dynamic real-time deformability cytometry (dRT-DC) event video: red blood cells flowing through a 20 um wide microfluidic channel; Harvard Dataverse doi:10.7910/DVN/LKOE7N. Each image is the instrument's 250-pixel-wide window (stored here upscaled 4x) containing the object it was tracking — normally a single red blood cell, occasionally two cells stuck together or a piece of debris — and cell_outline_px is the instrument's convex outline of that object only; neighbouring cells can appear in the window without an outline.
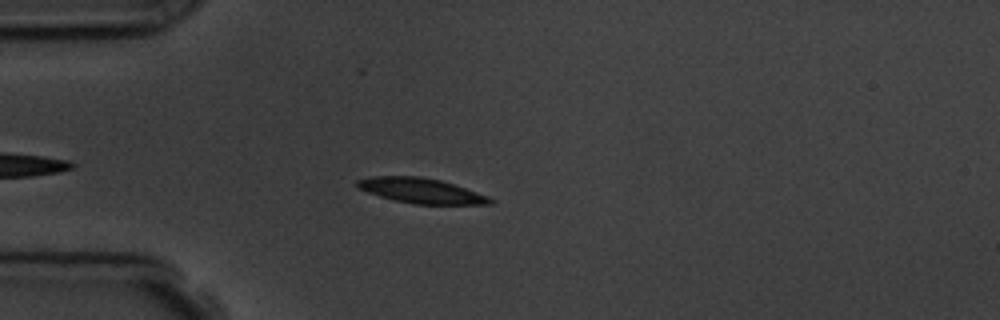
{"species": "common noctule bat (a hibernating species)", "species_latin": "Nyctalus noctula", "temperature_condition": "room temperature", "stored_images_in_passage": 4, "camera_frame_rate_fps": 3000, "um_per_image_px": 0.085, "animal": {"sex": "male", "body_mass_g": 19.5, "forearm_length_mm": 54.6}, "frame": {"image": 1, "passage_image": 3, "time_ms": 2.333, "image_size_px": [1000, 320], "cell_outline_px": [[496, 200], [492, 204], [412, 204], [380, 196], [356, 188], [356, 180], [372, 176], [420, 176], [440, 180], [488, 196]], "centroid_in_image_um": [35.77, 16.21], "position_along_channel_um": 49.2, "area_um2": 19.31}}